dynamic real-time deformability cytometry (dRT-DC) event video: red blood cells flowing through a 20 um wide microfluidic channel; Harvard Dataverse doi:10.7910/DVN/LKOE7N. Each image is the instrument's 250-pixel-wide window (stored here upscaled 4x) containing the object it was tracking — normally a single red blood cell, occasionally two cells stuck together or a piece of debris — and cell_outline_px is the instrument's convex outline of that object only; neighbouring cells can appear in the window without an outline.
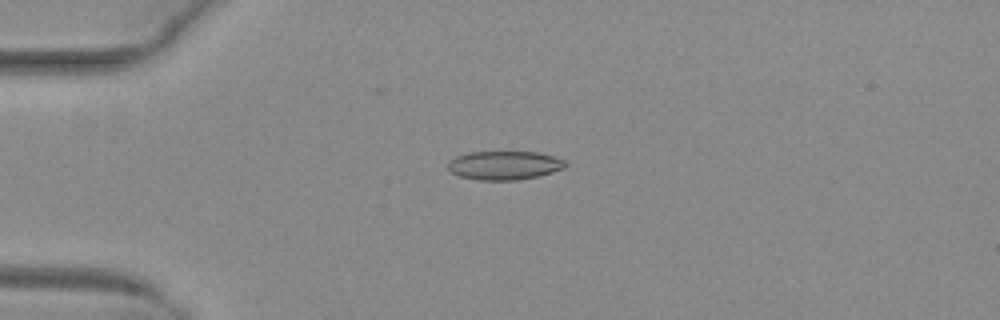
{"species": "common noctule bat (a hibernating species)", "species_latin": "Nyctalus noctula", "temperature_condition": "warm", "stored_images_in_passage": 22, "camera_frame_rate_fps": 3000, "um_per_image_px": 0.085, "animal": {"sex": "female", "body_mass_g": 29.2, "forearm_length_mm": 56.3}, "frame": {"image": 1, "passage_image": 5, "time_ms": 1.333, "image_size_px": [1000, 320], "cell_outline_px": [[568, 164], [564, 168], [540, 176], [516, 180], [476, 180], [460, 176], [452, 172], [448, 168], [448, 160], [456, 156], [468, 152], [540, 152], [556, 156], [564, 160]], "centroid_in_image_um": [42.89, 14.05], "position_along_channel_um": 42.1, "area_um2": 19.88}}
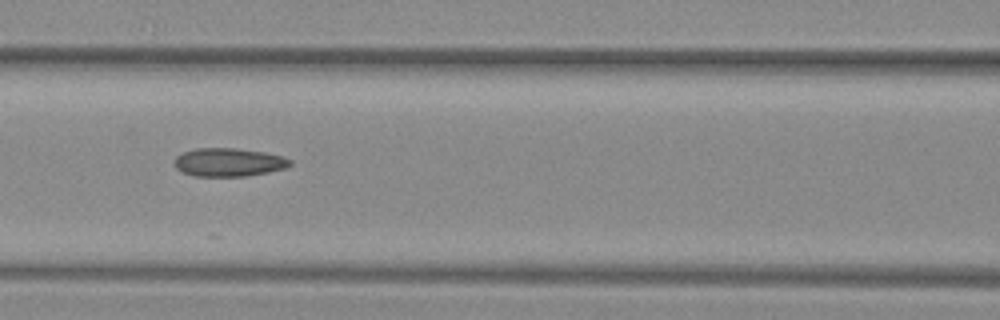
{"frame": {"image": 2, "passage_image": 15, "time_ms": 4.667, "image_size_px": [1000, 320], "cell_outline_px": [[292, 164], [284, 168], [268, 172], [244, 176], [192, 176], [180, 172], [176, 168], [172, 160], [176, 156], [184, 152], [196, 148], [236, 148], [264, 152], [284, 156], [292, 160]], "centroid_in_image_um": [19.4, 13.79], "position_along_channel_um": 147.2, "area_um2": 19.31}}
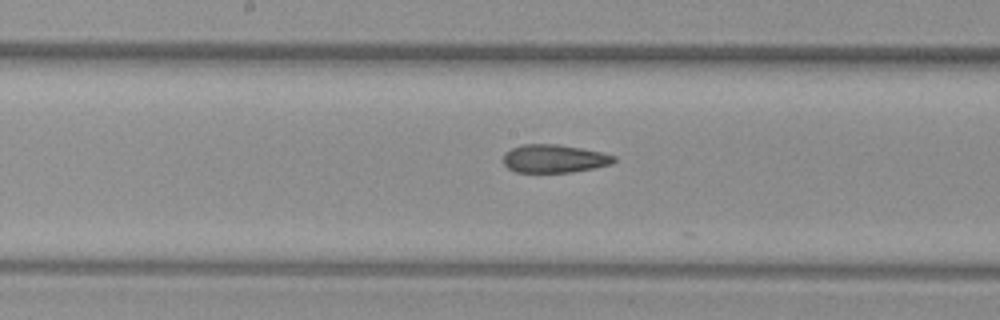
{"frame": {"image": 3, "passage_image": 19, "time_ms": 6.0, "image_size_px": [1000, 320], "cell_outline_px": [[616, 160], [612, 164], [572, 172], [516, 172], [508, 168], [504, 164], [504, 152], [512, 148], [524, 144], [556, 144], [580, 148], [600, 152], [616, 156]], "centroid_in_image_um": [47.1, 13.48], "position_along_channel_um": 201.1, "area_um2": 18.03}}